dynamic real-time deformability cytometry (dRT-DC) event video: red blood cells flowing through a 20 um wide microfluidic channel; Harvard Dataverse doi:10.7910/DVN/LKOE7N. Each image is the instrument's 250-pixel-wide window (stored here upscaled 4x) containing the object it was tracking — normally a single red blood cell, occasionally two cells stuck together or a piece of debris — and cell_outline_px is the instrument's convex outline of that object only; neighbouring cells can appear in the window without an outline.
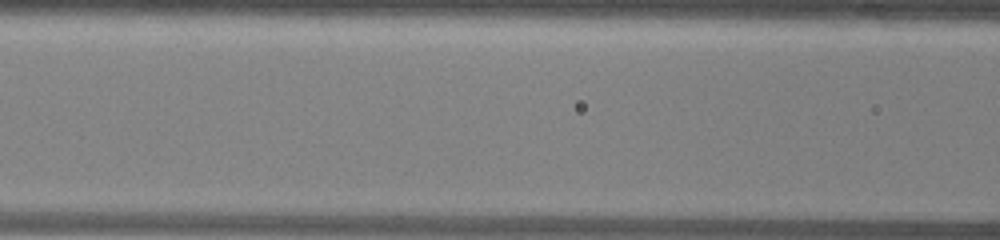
{"species": "common noctule bat (a hibernating species)", "species_latin": "Nyctalus noctula", "temperature_condition": "warm", "stored_images_in_passage": 3, "camera_frame_rate_fps": 3000, "um_per_image_px": 0.085, "animal": {"sex": "male", "body_mass_g": 13.0, "forearm_length_mm": 53.1}, "frame": {"image": 1, "passage_image": 3, "time_ms": 0.667, "image_size_px": [1000, 240], "cell_outline_px": [[840, 180], [836, 184], [816, 188], [700, 188], [652, 180], [660, 176], [680, 172], [736, 168], [824, 172]], "centroid_in_image_um": [63.75, 15.2], "position_along_channel_um": 102.9, "area_um2": 20.87}}